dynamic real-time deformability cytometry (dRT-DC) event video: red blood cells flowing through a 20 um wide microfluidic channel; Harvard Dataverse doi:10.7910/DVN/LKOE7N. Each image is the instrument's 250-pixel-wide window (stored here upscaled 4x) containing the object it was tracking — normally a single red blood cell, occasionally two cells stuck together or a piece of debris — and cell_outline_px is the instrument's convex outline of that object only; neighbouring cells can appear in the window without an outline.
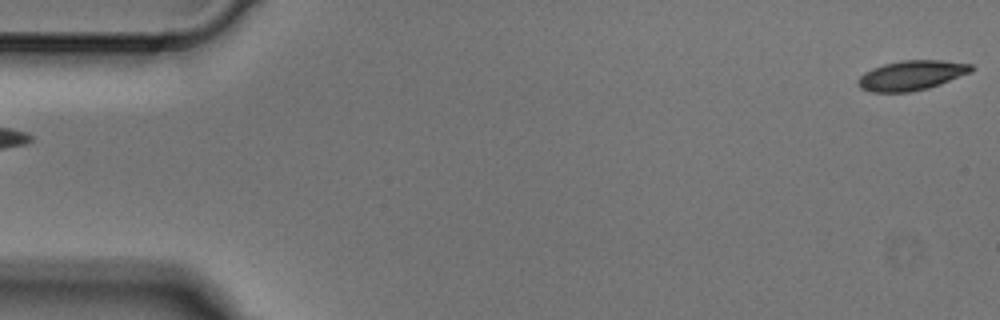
{"species": "Egyptian fruit bat (a non-hibernating species)", "species_latin": "Rousettus aegyptiacus", "temperature_condition": "cold", "stored_images_in_passage": 4, "segment_of_instrument_passage": [2, 2], "camera_frame_rate_fps": 3000, "um_per_image_px": 0.085, "animal": {"sex": "male"}, "frame": {"image": 1, "passage_image": 4, "time_ms": 1.0, "image_size_px": [1000, 320], "cell_outline_px": [[976, 68], [972, 72], [940, 84], [928, 88], [908, 92], [872, 92], [860, 88], [856, 84], [856, 80], [864, 72], [872, 68], [884, 64], [900, 60], [944, 60], [972, 64]], "centroid_in_image_um": [77.48, 6.4], "position_along_channel_um": 7.5, "area_um2": 19.88}}